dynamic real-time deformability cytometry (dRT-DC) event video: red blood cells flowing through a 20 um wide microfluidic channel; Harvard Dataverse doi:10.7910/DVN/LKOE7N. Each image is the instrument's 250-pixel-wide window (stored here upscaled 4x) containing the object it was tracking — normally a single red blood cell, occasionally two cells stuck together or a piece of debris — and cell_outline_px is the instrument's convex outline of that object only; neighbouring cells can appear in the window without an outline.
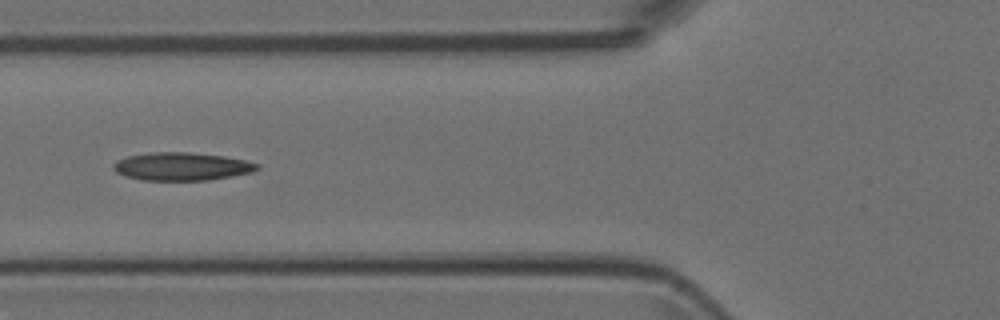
{"species": "Egyptian fruit bat (a non-hibernating species)", "species_latin": "Rousettus aegyptiacus", "temperature_condition": "room temperature", "stored_images_in_passage": 6, "camera_frame_rate_fps": 3000, "um_per_image_px": 0.085, "animal": {"sex": "female"}, "frame": {"image": 1, "passage_image": 6, "time_ms": 1.667, "image_size_px": [1000, 320], "cell_outline_px": [[260, 168], [252, 172], [232, 176], [208, 180], [140, 180], [124, 176], [116, 172], [112, 168], [112, 164], [116, 160], [128, 156], [148, 152], [188, 152], [224, 156], [244, 160], [260, 164]], "centroid_in_image_um": [15.41, 14.15], "position_along_channel_um": 110.4, "area_um2": 23.64}}